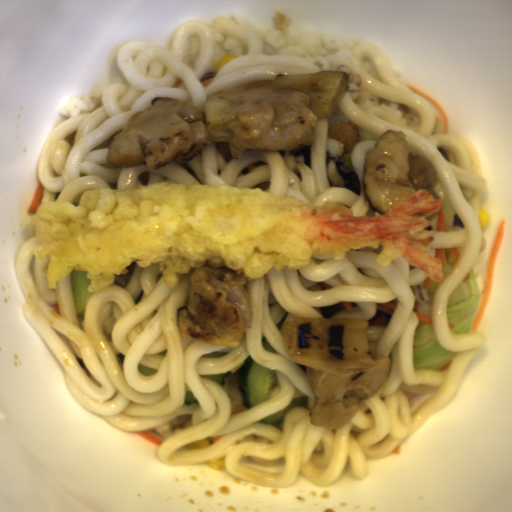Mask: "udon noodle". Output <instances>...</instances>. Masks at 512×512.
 Instances as JSON below:
<instances>
[{
  "mask_svg": "<svg viewBox=\"0 0 512 512\" xmlns=\"http://www.w3.org/2000/svg\"><path fill=\"white\" fill-rule=\"evenodd\" d=\"M123 81L107 86L102 106L57 126L37 161L40 205L77 200L99 187L134 188L153 183H200L260 188L314 206L345 204L353 215L380 217L368 202L363 165L384 131L406 133L410 153L433 165L431 183L440 196L429 216L431 245L442 267L431 281L402 257L378 265V251L357 247L340 259L246 279L252 325L236 347L181 336L177 311L186 305L190 275L170 289L157 269L133 264L115 282L88 299L77 314L71 272L48 287L44 260L35 259L36 235L24 242L14 262L24 297L22 313L59 362L67 390L77 403L107 422L147 431L162 440L159 461L186 466L223 459L228 474L275 488L291 487L301 475L317 486L341 476L366 479L370 461L391 455L452 399L467 365L487 337L473 329L451 331L449 297L486 249L481 201L486 178L472 143L461 136L433 134L436 114L427 100L397 77L380 46L361 43L339 52L330 72L357 75L328 118L318 119L315 141L278 150H245L234 157L229 141L204 147L194 158L153 168L107 164L115 134L154 98H171L204 111L209 97L261 87L278 74L321 72L305 57L265 53L258 32L221 15L212 25L188 21L173 34L172 46L130 41L120 48ZM350 121L362 138L344 154L327 139V127ZM339 158L359 175L361 197L330 184L326 158ZM426 286L434 335L456 352L442 371L413 368V339L419 321L411 287ZM397 307L386 327H368L370 351L390 357L391 370L377 394L363 402L343 428L312 425L315 395L306 366L285 352L280 326L298 317L371 320L377 302ZM251 357L279 370L278 391L254 407L245 406L237 372ZM294 407L280 425L260 419Z\"/></svg>",
  "mask_w": 512,
  "mask_h": 512,
  "instance_id": "obj_1",
  "label": "udon noodle"
}]
</instances>
